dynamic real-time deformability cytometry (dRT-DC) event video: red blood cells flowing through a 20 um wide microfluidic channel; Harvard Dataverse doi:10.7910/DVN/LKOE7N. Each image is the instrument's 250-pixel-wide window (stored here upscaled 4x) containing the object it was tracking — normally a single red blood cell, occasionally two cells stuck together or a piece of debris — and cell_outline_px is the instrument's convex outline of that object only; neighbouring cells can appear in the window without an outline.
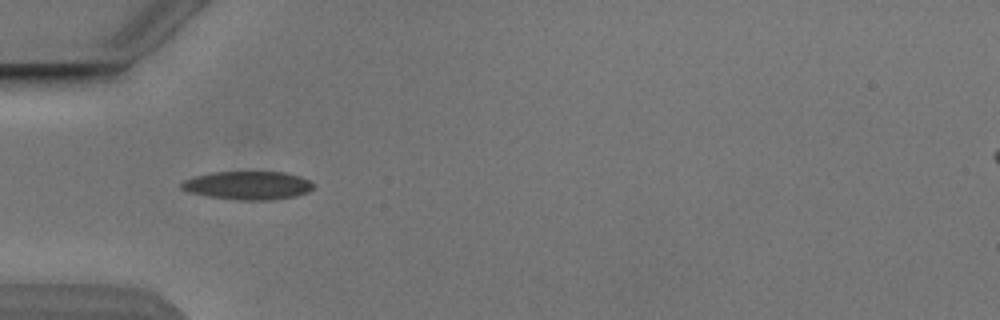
{"species": "Egyptian fruit bat (a non-hibernating species)", "species_latin": "Rousettus aegyptiacus", "temperature_condition": "cold", "stored_images_in_passage": 35, "camera_frame_rate_fps": 3000, "um_per_image_px": 0.085, "animal": {"sex": "male"}, "frame": {"image": 1, "passage_image": 1, "time_ms": 0.0, "image_size_px": [1000, 320], "cell_outline_px": [[312, 188], [308, 192], [296, 196], [272, 200], [240, 200], [208, 196], [188, 192], [180, 188], [180, 184], [184, 180], [196, 176], [212, 172], [284, 172], [300, 176], [308, 180], [312, 184]], "centroid_in_image_um": [21.05, 15.76], "position_along_channel_um": 63.9, "area_um2": 21.73}}
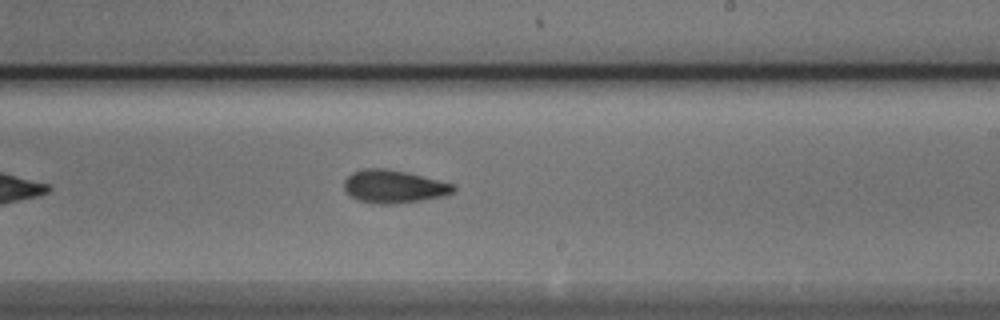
{"frame": {"image": 2, "passage_image": 16, "time_ms": 5.0, "image_size_px": [1000, 320], "cell_outline_px": [[456, 188], [452, 192], [444, 196], [424, 200], [396, 204], [380, 204], [356, 200], [344, 188], [344, 180], [352, 172], [364, 168], [388, 168], [452, 184]], "centroid_in_image_um": [33.43, 15.86], "position_along_channel_um": 255.6, "area_um2": 20.81}}
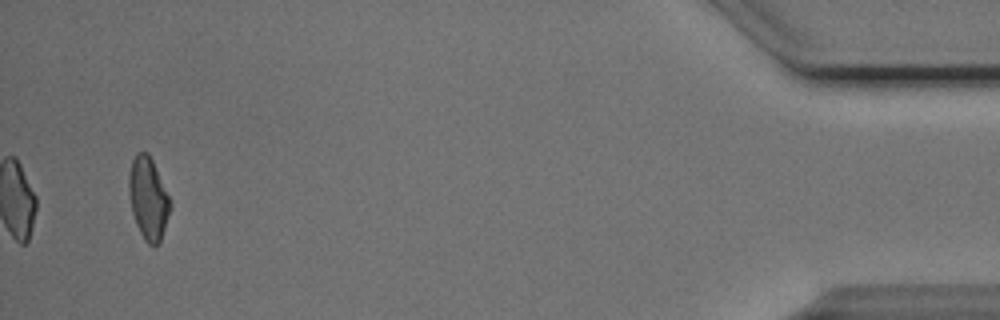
{"frame": {"image": 3, "passage_image": 35, "time_ms": 11.333, "image_size_px": [1000, 320], "cell_outline_px": [[172, 208], [160, 244], [156, 248], [148, 244], [144, 240], [136, 224], [132, 212], [128, 192], [128, 176], [132, 160], [136, 152], [148, 152], [152, 160], [172, 204]], "centroid_in_image_um": [12.61, 16.92], "position_along_channel_um": 422.6, "area_um2": 20.11}, "authors_computed_cell_mechanics": {"area_um2": 20.6346, "velocity_mm_per_s": 3.8777, "shape_relaxation_time_tau1_ms": 3.9422, "shape_relaxation_time_tau2_ms": 4.162, "deformation_change_tau1": 0.137, "deformation_change_tau2": 0.0946}}